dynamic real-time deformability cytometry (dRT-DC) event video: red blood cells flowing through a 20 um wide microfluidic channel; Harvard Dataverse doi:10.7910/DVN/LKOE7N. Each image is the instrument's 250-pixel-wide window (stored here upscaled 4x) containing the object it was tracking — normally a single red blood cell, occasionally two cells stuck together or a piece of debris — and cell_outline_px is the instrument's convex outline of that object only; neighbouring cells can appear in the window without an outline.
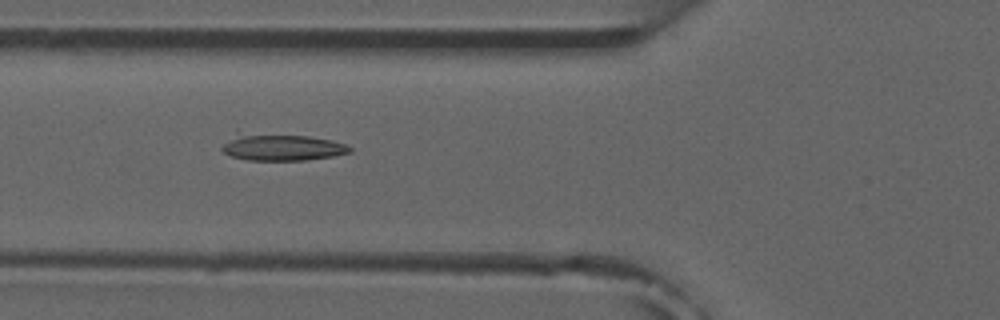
{"species": "common noctule bat (a hibernating species)", "species_latin": "Nyctalus noctula", "temperature_condition": "room temperature", "stored_images_in_passage": 6, "camera_frame_rate_fps": 3000, "um_per_image_px": 0.085, "animal": {"sex": "male", "forearm_length_mm": 52.5}, "frame": {"image": 1, "passage_image": 4, "time_ms": 3.333, "image_size_px": [1000, 320], "cell_outline_px": [[352, 152], [332, 156], [308, 160], [248, 160], [232, 156], [224, 152], [220, 148], [224, 144], [232, 140], [244, 136], [308, 136], [332, 140], [344, 144], [352, 148]], "centroid_in_image_um": [24.12, 12.58], "position_along_channel_um": 101.7, "area_um2": 18.55}}
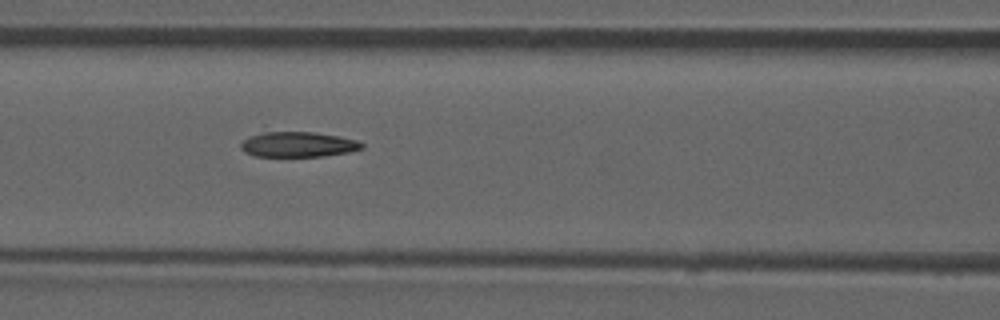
{"frame": {"image": 2, "passage_image": 5, "time_ms": 4.333, "image_size_px": [1000, 320], "cell_outline_px": [[364, 148], [348, 152], [324, 156], [256, 156], [244, 152], [240, 148], [240, 144], [248, 136], [264, 124], [340, 136], [356, 140], [364, 144]], "centroid_in_image_um": [25.15, 12.15], "position_along_channel_um": 141.5, "area_um2": 19.71}}